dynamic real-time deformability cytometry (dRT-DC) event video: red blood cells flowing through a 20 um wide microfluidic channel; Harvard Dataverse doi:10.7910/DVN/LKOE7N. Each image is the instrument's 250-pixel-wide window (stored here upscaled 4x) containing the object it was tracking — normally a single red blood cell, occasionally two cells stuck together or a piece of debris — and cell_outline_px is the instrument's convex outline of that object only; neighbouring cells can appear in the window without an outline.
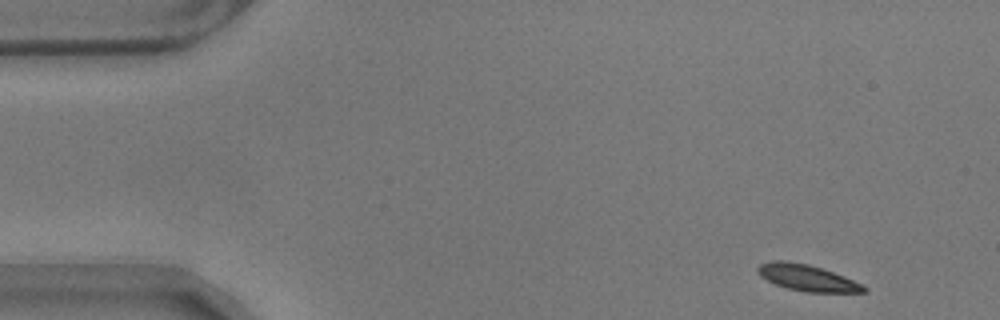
{"species": "common noctule bat (a hibernating species)", "species_latin": "Nyctalus noctula", "temperature_condition": "warm", "stored_images_in_passage": 13, "camera_frame_rate_fps": 3000, "um_per_image_px": 0.085, "animal": {"sex": "male", "body_mass_g": 17.9}, "frame": {"image": 1, "passage_image": 1, "time_ms": 0.0, "image_size_px": [1000, 320], "cell_outline_px": [[868, 292], [804, 292], [788, 288], [776, 284], [760, 276], [756, 272], [756, 268], [760, 264], [772, 260], [784, 260], [808, 264], [844, 276], [868, 288]], "centroid_in_image_um": [68.57, 23.61], "position_along_channel_um": 16.4, "area_um2": 16.13}}
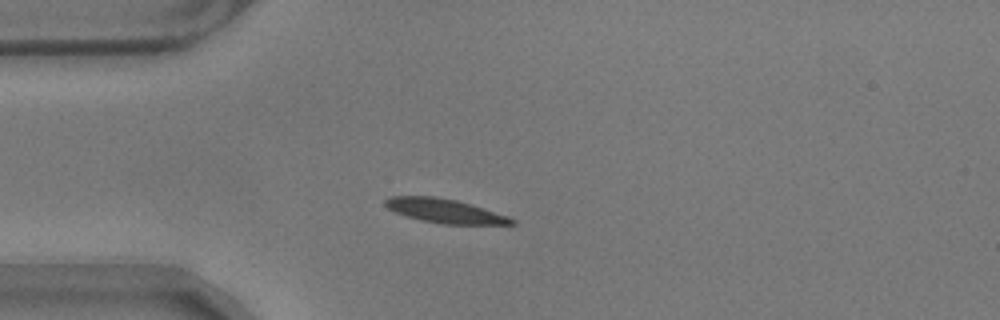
{"frame": {"image": 2, "passage_image": 11, "time_ms": 3.333, "image_size_px": [1000, 320], "cell_outline_px": [[516, 224], [444, 224], [424, 220], [408, 216], [396, 212], [388, 208], [384, 204], [384, 200], [392, 196], [436, 196], [456, 200], [472, 204], [508, 216], [516, 220]], "centroid_in_image_um": [37.84, 17.91], "position_along_channel_um": 47.2, "area_um2": 17.51}}